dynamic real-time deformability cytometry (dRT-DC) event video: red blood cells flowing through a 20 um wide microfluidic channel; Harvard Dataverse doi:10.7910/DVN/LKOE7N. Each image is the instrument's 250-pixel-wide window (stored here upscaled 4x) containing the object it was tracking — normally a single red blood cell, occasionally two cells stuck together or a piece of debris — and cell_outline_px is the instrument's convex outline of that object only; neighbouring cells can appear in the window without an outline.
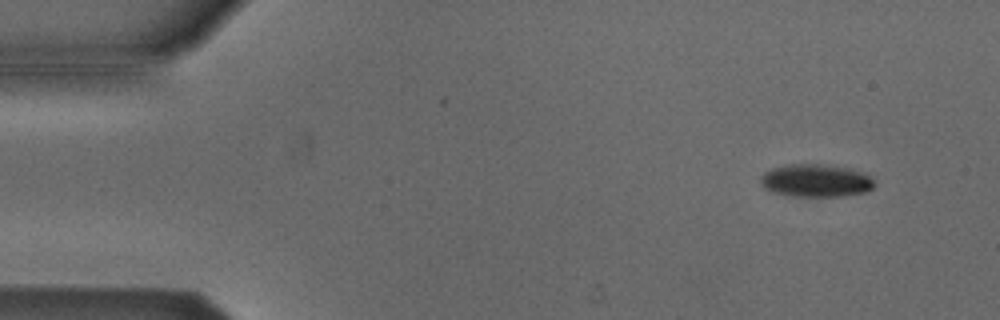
{"species": "Egyptian fruit bat (a non-hibernating species)", "species_latin": "Rousettus aegyptiacus", "temperature_condition": "cold", "stored_images_in_passage": 50, "camera_frame_rate_fps": 3000, "um_per_image_px": 0.085, "animal": {"sex": "male"}, "frame": {"image": 1, "passage_image": 1, "time_ms": 0.0, "image_size_px": [1000, 320], "cell_outline_px": [[876, 184], [872, 188], [864, 192], [840, 196], [792, 196], [772, 192], [764, 188], [760, 184], [760, 176], [764, 172], [772, 168], [792, 164], [820, 164], [848, 168], [860, 172], [868, 176]], "centroid_in_image_um": [69.29, 15.35], "position_along_channel_um": 15.7, "area_um2": 21.56}}
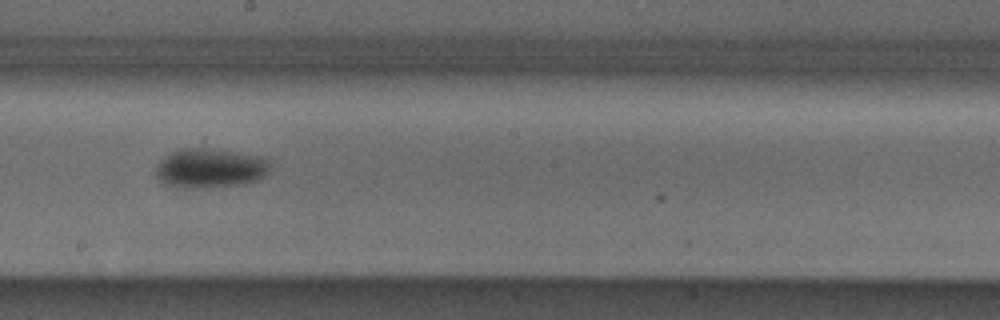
{"frame": {"image": 2, "passage_image": 26, "time_ms": 8.333, "image_size_px": [1000, 320], "cell_outline_px": [[268, 172], [264, 176], [256, 180], [244, 184], [208, 188], [176, 188], [164, 184], [156, 176], [156, 164], [164, 156], [180, 148], [204, 140], [256, 156], [268, 160]], "centroid_in_image_um": [17.8, 14.18], "position_along_channel_um": 230.4, "area_um2": 28.38}}
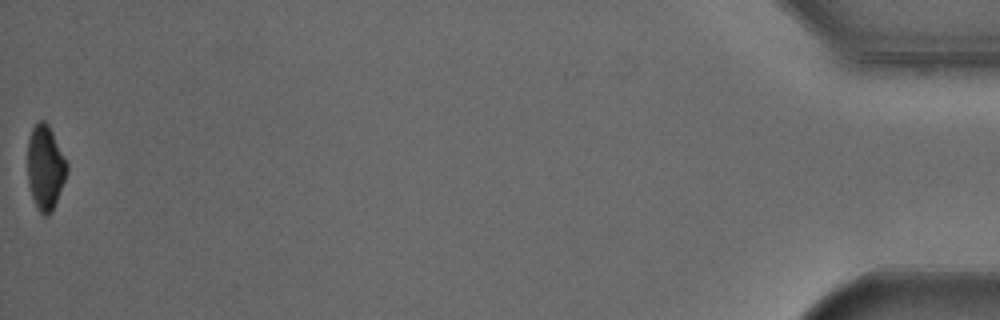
{"frame": {"image": 3, "passage_image": 50, "time_ms": 16.333, "image_size_px": [1000, 320], "cell_outline_px": [[68, 172], [52, 212], [48, 216], [44, 216], [40, 212], [32, 196], [28, 184], [28, 136], [32, 128], [40, 120], [44, 120], [48, 124], [68, 164]], "centroid_in_image_um": [3.85, 14.24], "position_along_channel_um": 431.3, "area_um2": 19.31}, "authors_computed_cell_mechanics": {"area_um2": 23.4957, "velocity_mm_per_s": 3.8181, "shape_relaxation_time_tau1_ms": 2.0621, "shape_relaxation_time_tau2_ms": null, "deformation_change_tau1": 0.0876, "deformation_change_tau2": null}}